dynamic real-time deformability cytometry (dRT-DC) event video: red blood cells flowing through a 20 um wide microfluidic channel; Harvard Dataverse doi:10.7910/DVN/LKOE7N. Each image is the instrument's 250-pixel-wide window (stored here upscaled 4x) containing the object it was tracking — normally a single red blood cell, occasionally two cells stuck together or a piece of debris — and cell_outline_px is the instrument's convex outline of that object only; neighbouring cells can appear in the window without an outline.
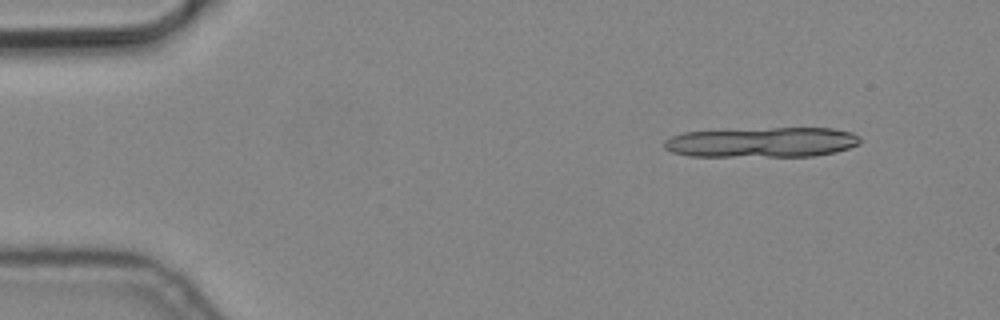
{"species": "common noctule bat (a hibernating species)", "species_latin": "Nyctalus noctula", "temperature_condition": "cold", "stored_images_in_passage": 5, "camera_frame_rate_fps": 3000, "um_per_image_px": 0.085, "animal": {"sex": "male", "body_mass_g": 19.2, "forearm_length_mm": 51.8}, "frame": {"image": 1, "passage_image": 2, "time_ms": 0.333, "image_size_px": [1000, 320], "cell_outline_px": [[860, 144], [836, 152], [816, 156], [688, 156], [672, 152], [664, 148], [664, 140], [672, 136], [684, 132], [772, 128], [832, 128], [852, 132], [860, 136]], "centroid_in_image_um": [64.81, 12.1], "position_along_channel_um": 20.2, "area_um2": 34.39}}
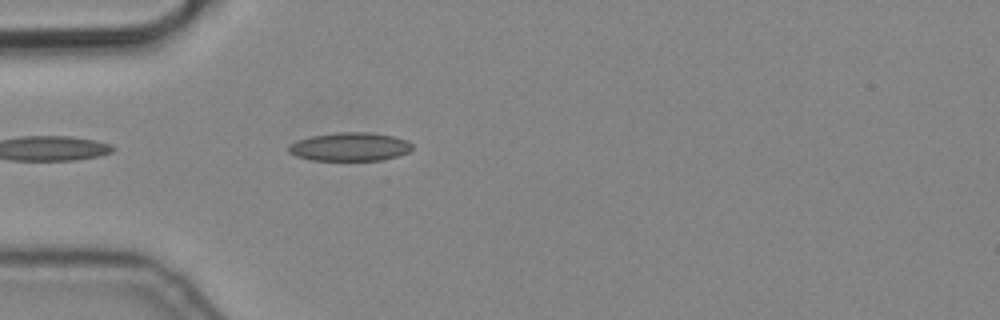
{"frame": {"image": 2, "passage_image": 5, "time_ms": 1.333, "image_size_px": [1000, 320], "cell_outline_px": [[412, 148], [408, 152], [384, 160], [312, 160], [296, 156], [288, 152], [288, 144], [296, 140], [312, 136], [336, 132], [368, 132], [392, 136], [408, 140], [412, 144]], "centroid_in_image_um": [29.72, 12.47], "position_along_channel_um": 55.3, "area_um2": 20.58}}